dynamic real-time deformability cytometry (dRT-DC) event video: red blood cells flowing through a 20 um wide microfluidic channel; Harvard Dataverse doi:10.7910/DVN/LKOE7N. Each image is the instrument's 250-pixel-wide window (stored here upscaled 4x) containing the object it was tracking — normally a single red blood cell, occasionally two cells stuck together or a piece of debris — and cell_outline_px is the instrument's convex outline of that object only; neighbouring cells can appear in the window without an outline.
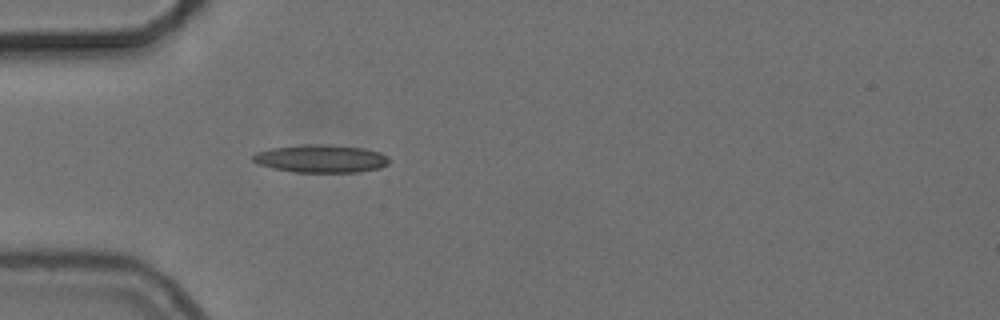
{"species": "common noctule bat (a hibernating species)", "species_latin": "Nyctalus noctula", "temperature_condition": "cold", "stored_images_in_passage": 30, "camera_frame_rate_fps": 3000, "um_per_image_px": 0.085, "animal": {"sex": "female", "body_mass_g": 24.6, "forearm_length_mm": 56.2}, "frame": {"image": 1, "passage_image": 1, "time_ms": 0.0, "image_size_px": [1000, 320], "cell_outline_px": [[392, 160], [388, 164], [380, 168], [356, 172], [296, 172], [276, 168], [260, 164], [252, 160], [252, 156], [256, 152], [272, 148], [304, 144], [324, 144], [364, 148], [380, 152], [388, 156]], "centroid_in_image_um": [27.34, 13.48], "position_along_channel_um": 57.7, "area_um2": 22.08}}
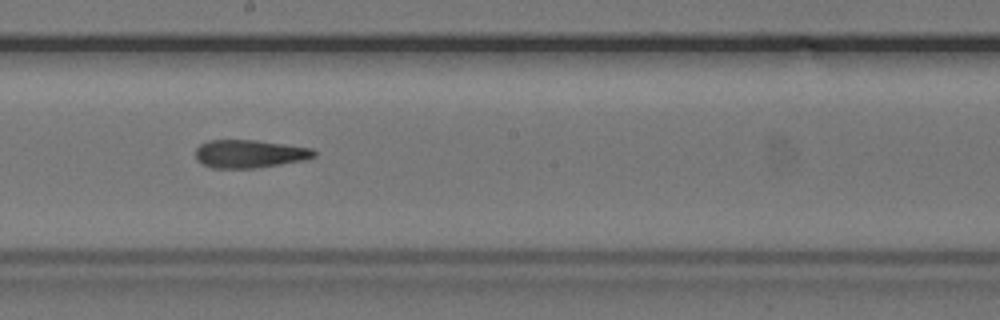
{"frame": {"image": 2, "passage_image": 15, "time_ms": 4.667, "image_size_px": [1000, 320], "cell_outline_px": [[316, 156], [308, 160], [256, 168], [212, 168], [196, 160], [196, 148], [200, 144], [208, 140], [256, 140], [312, 148], [316, 152]], "centroid_in_image_um": [21.24, 13.08], "position_along_channel_um": 227.0, "area_um2": 19.54}}
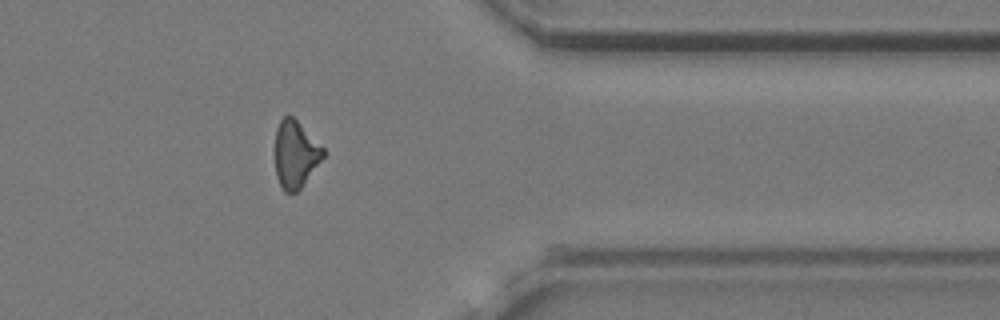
{"frame": {"image": 3, "passage_image": 29, "time_ms": 9.333, "image_size_px": [1000, 320], "cell_outline_px": [[328, 152], [300, 188], [296, 192], [284, 192], [276, 176], [272, 152], [276, 128], [280, 120], [284, 116], [292, 116]], "centroid_in_image_um": [25.07, 13.11], "position_along_channel_um": 386.3, "area_um2": 19.31}, "authors_computed_cell_mechanics": {"area_um2": 20.0566, "velocity_mm_per_s": 3.7228, "shape_relaxation_time_tau1_ms": null, "shape_relaxation_time_tau2_ms": 5.4886, "deformation_change_tau1": null, "deformation_change_tau2": 0.1697}}